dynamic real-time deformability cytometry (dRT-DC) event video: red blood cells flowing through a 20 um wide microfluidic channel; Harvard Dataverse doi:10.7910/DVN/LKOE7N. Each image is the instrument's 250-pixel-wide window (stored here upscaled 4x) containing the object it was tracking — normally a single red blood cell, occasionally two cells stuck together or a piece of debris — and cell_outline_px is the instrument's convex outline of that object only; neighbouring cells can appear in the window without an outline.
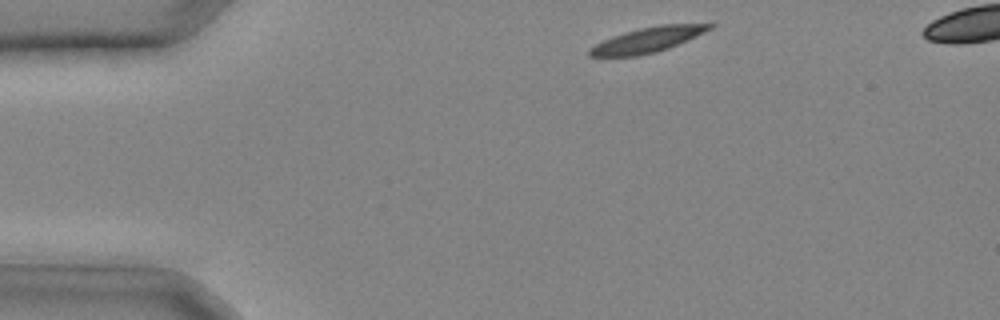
{"species": "common noctule bat (a hibernating species)", "species_latin": "Nyctalus noctula", "temperature_condition": "cold", "stored_images_in_passage": 6, "camera_frame_rate_fps": 3000, "um_per_image_px": 0.085, "animal": {"sex": "male", "body_mass_g": 20.4}, "frame": {"image": 1, "passage_image": 1, "time_ms": 0.0, "image_size_px": [1000, 320], "cell_outline_px": [[716, 24], [712, 28], [696, 36], [668, 48], [656, 52], [636, 56], [588, 56], [588, 48], [612, 36], [624, 32], [640, 28], [660, 24]], "centroid_in_image_um": [55.02, 3.38], "position_along_channel_um": 30.0, "area_um2": 17.34}}